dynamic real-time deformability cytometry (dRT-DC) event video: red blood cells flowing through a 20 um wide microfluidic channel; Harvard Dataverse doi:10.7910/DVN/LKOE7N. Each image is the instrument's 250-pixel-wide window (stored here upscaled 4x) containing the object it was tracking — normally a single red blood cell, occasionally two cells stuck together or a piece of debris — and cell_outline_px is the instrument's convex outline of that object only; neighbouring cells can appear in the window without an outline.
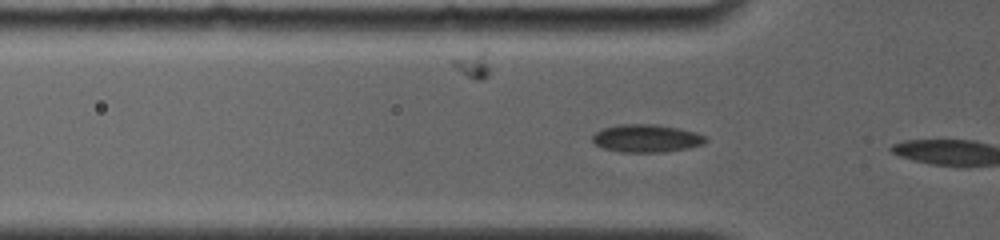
{"species": "common noctule bat (a hibernating species)", "species_latin": "Nyctalus noctula", "temperature_condition": "room temperature", "stored_images_in_passage": 4, "camera_frame_rate_fps": 4000, "um_per_image_px": 0.085, "animal": {"sex": "female", "body_mass_g": 19.0, "forearm_length_mm": 56.7}, "frame": {"image": 1, "passage_image": 3, "time_ms": 1.0, "image_size_px": [1000, 240], "cell_outline_px": [[708, 140], [704, 144], [688, 148], [664, 152], [620, 152], [604, 148], [596, 144], [592, 140], [592, 136], [596, 132], [604, 128], [620, 124], [656, 124], [680, 128], [696, 132], [704, 136]], "centroid_in_image_um": [54.98, 11.75], "position_along_channel_um": 70.8, "area_um2": 18.38}}